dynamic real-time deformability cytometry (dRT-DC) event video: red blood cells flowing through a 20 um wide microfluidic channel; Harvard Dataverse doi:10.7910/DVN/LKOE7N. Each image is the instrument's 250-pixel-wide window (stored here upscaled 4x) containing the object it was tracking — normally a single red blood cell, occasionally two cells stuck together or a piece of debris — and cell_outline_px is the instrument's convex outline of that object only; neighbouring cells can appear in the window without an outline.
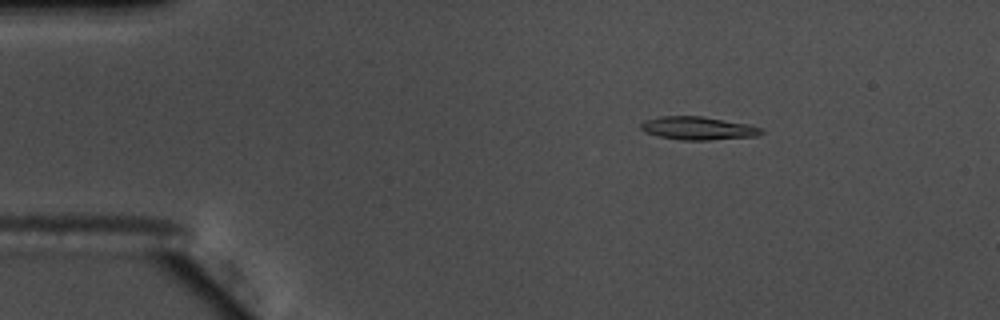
{"species": "common noctule bat (a hibernating species)", "species_latin": "Nyctalus noctula", "temperature_condition": "warm", "stored_images_in_passage": 56, "camera_frame_rate_fps": 3000, "um_per_image_px": 0.085, "animal": {"sex": "male", "body_mass_g": 17.5, "forearm_length_mm": 52.3}, "frame": {"image": 1, "passage_image": 9, "time_ms": 2.667, "image_size_px": [1000, 320], "cell_outline_px": [[764, 132], [756, 136], [708, 140], [680, 140], [660, 136], [644, 132], [640, 128], [640, 124], [644, 120], [660, 116], [700, 116], [748, 124], [764, 128]], "centroid_in_image_um": [59.33, 10.9], "position_along_channel_um": 25.7, "area_um2": 16.24}}
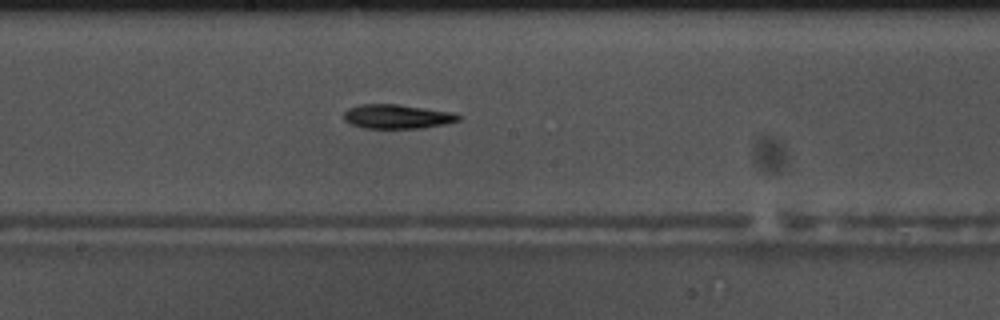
{"frame": {"image": 2, "passage_image": 30, "time_ms": 9.667, "image_size_px": [1000, 320], "cell_outline_px": [[464, 116], [460, 120], [448, 124], [420, 128], [364, 128], [348, 124], [344, 120], [344, 112], [348, 108], [360, 104], [396, 104], [456, 112]], "centroid_in_image_um": [33.8, 9.9], "position_along_channel_um": 214.4, "area_um2": 16.53}}
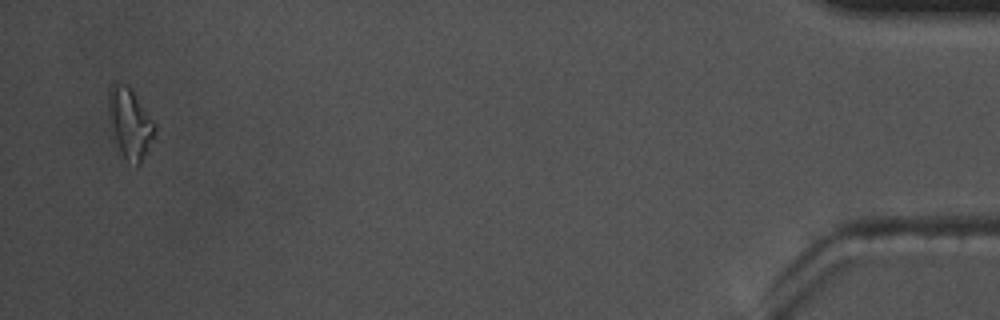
{"frame": {"image": 3, "passage_image": 54, "time_ms": 17.667, "image_size_px": [1000, 320], "cell_outline_px": [[156, 128], [140, 164], [136, 168], [120, 152], [112, 132], [108, 104], [108, 88], [112, 84], [128, 84], [132, 88], [156, 124]], "centroid_in_image_um": [11.04, 10.43], "position_along_channel_um": 424.2, "area_um2": 18.73}, "authors_computed_cell_mechanics": {"area_um2": 16.1551, "velocity_mm_per_s": 3.6847, "shape_relaxation_time_tau1_ms": 5.4357, "shape_relaxation_time_tau2_ms": null, "deformation_change_tau1": 0.1683, "deformation_change_tau2": null}}